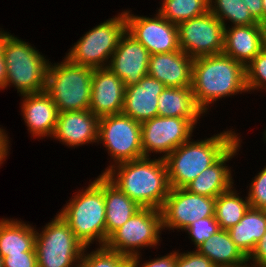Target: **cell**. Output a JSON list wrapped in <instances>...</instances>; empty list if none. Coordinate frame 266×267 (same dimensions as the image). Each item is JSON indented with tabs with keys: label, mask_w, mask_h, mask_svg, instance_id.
I'll return each mask as SVG.
<instances>
[{
	"label": "cell",
	"mask_w": 266,
	"mask_h": 267,
	"mask_svg": "<svg viewBox=\"0 0 266 267\" xmlns=\"http://www.w3.org/2000/svg\"><path fill=\"white\" fill-rule=\"evenodd\" d=\"M9 33L10 32H7L6 30H3L2 28H0V58H4L3 57V47H4V44H5L6 36Z\"/></svg>",
	"instance_id": "cell-42"
},
{
	"label": "cell",
	"mask_w": 266,
	"mask_h": 267,
	"mask_svg": "<svg viewBox=\"0 0 266 267\" xmlns=\"http://www.w3.org/2000/svg\"><path fill=\"white\" fill-rule=\"evenodd\" d=\"M102 144L112 166L144 157L141 140V123L124 114L106 115L99 118L97 146Z\"/></svg>",
	"instance_id": "cell-9"
},
{
	"label": "cell",
	"mask_w": 266,
	"mask_h": 267,
	"mask_svg": "<svg viewBox=\"0 0 266 267\" xmlns=\"http://www.w3.org/2000/svg\"><path fill=\"white\" fill-rule=\"evenodd\" d=\"M106 243L108 238L125 224L141 207L123 193L104 175Z\"/></svg>",
	"instance_id": "cell-24"
},
{
	"label": "cell",
	"mask_w": 266,
	"mask_h": 267,
	"mask_svg": "<svg viewBox=\"0 0 266 267\" xmlns=\"http://www.w3.org/2000/svg\"><path fill=\"white\" fill-rule=\"evenodd\" d=\"M220 230L215 216H209L192 222L183 232L188 234L190 243L197 249L205 240Z\"/></svg>",
	"instance_id": "cell-33"
},
{
	"label": "cell",
	"mask_w": 266,
	"mask_h": 267,
	"mask_svg": "<svg viewBox=\"0 0 266 267\" xmlns=\"http://www.w3.org/2000/svg\"><path fill=\"white\" fill-rule=\"evenodd\" d=\"M179 47L189 57L216 55L223 51V23L210 11L177 24Z\"/></svg>",
	"instance_id": "cell-12"
},
{
	"label": "cell",
	"mask_w": 266,
	"mask_h": 267,
	"mask_svg": "<svg viewBox=\"0 0 266 267\" xmlns=\"http://www.w3.org/2000/svg\"><path fill=\"white\" fill-rule=\"evenodd\" d=\"M200 118L156 116L141 123V140L144 157L165 159L181 144L194 137ZM162 154V155H161Z\"/></svg>",
	"instance_id": "cell-11"
},
{
	"label": "cell",
	"mask_w": 266,
	"mask_h": 267,
	"mask_svg": "<svg viewBox=\"0 0 266 267\" xmlns=\"http://www.w3.org/2000/svg\"><path fill=\"white\" fill-rule=\"evenodd\" d=\"M6 64L4 58H0V91L5 90Z\"/></svg>",
	"instance_id": "cell-41"
},
{
	"label": "cell",
	"mask_w": 266,
	"mask_h": 267,
	"mask_svg": "<svg viewBox=\"0 0 266 267\" xmlns=\"http://www.w3.org/2000/svg\"><path fill=\"white\" fill-rule=\"evenodd\" d=\"M99 117L90 110L59 112L53 140L68 148L97 144Z\"/></svg>",
	"instance_id": "cell-16"
},
{
	"label": "cell",
	"mask_w": 266,
	"mask_h": 267,
	"mask_svg": "<svg viewBox=\"0 0 266 267\" xmlns=\"http://www.w3.org/2000/svg\"><path fill=\"white\" fill-rule=\"evenodd\" d=\"M94 69L70 62H49L45 92L52 98L58 112L90 109Z\"/></svg>",
	"instance_id": "cell-6"
},
{
	"label": "cell",
	"mask_w": 266,
	"mask_h": 267,
	"mask_svg": "<svg viewBox=\"0 0 266 267\" xmlns=\"http://www.w3.org/2000/svg\"><path fill=\"white\" fill-rule=\"evenodd\" d=\"M20 115L30 137L41 139L52 136L56 129L58 109L52 98L45 92L20 95Z\"/></svg>",
	"instance_id": "cell-17"
},
{
	"label": "cell",
	"mask_w": 266,
	"mask_h": 267,
	"mask_svg": "<svg viewBox=\"0 0 266 267\" xmlns=\"http://www.w3.org/2000/svg\"><path fill=\"white\" fill-rule=\"evenodd\" d=\"M89 181L87 187L74 192L60 212H57L85 247L92 246L94 242L96 246H105L104 174L100 173L93 181Z\"/></svg>",
	"instance_id": "cell-4"
},
{
	"label": "cell",
	"mask_w": 266,
	"mask_h": 267,
	"mask_svg": "<svg viewBox=\"0 0 266 267\" xmlns=\"http://www.w3.org/2000/svg\"><path fill=\"white\" fill-rule=\"evenodd\" d=\"M166 86L147 75L125 87L122 114L140 123L158 116V98Z\"/></svg>",
	"instance_id": "cell-20"
},
{
	"label": "cell",
	"mask_w": 266,
	"mask_h": 267,
	"mask_svg": "<svg viewBox=\"0 0 266 267\" xmlns=\"http://www.w3.org/2000/svg\"><path fill=\"white\" fill-rule=\"evenodd\" d=\"M0 267H4L3 266V258L0 256Z\"/></svg>",
	"instance_id": "cell-45"
},
{
	"label": "cell",
	"mask_w": 266,
	"mask_h": 267,
	"mask_svg": "<svg viewBox=\"0 0 266 267\" xmlns=\"http://www.w3.org/2000/svg\"><path fill=\"white\" fill-rule=\"evenodd\" d=\"M209 11L223 23L224 27L248 26L258 23L250 14L243 0H209Z\"/></svg>",
	"instance_id": "cell-29"
},
{
	"label": "cell",
	"mask_w": 266,
	"mask_h": 267,
	"mask_svg": "<svg viewBox=\"0 0 266 267\" xmlns=\"http://www.w3.org/2000/svg\"><path fill=\"white\" fill-rule=\"evenodd\" d=\"M266 46V28L260 23L225 27V55L246 66Z\"/></svg>",
	"instance_id": "cell-22"
},
{
	"label": "cell",
	"mask_w": 266,
	"mask_h": 267,
	"mask_svg": "<svg viewBox=\"0 0 266 267\" xmlns=\"http://www.w3.org/2000/svg\"><path fill=\"white\" fill-rule=\"evenodd\" d=\"M85 247L81 257L84 267H131V259L123 254L108 249L106 246H97L92 251Z\"/></svg>",
	"instance_id": "cell-31"
},
{
	"label": "cell",
	"mask_w": 266,
	"mask_h": 267,
	"mask_svg": "<svg viewBox=\"0 0 266 267\" xmlns=\"http://www.w3.org/2000/svg\"><path fill=\"white\" fill-rule=\"evenodd\" d=\"M176 267H216L206 256L197 250L181 252L176 250Z\"/></svg>",
	"instance_id": "cell-35"
},
{
	"label": "cell",
	"mask_w": 266,
	"mask_h": 267,
	"mask_svg": "<svg viewBox=\"0 0 266 267\" xmlns=\"http://www.w3.org/2000/svg\"><path fill=\"white\" fill-rule=\"evenodd\" d=\"M158 116L203 118L197 106L192 87H166L158 98Z\"/></svg>",
	"instance_id": "cell-27"
},
{
	"label": "cell",
	"mask_w": 266,
	"mask_h": 267,
	"mask_svg": "<svg viewBox=\"0 0 266 267\" xmlns=\"http://www.w3.org/2000/svg\"><path fill=\"white\" fill-rule=\"evenodd\" d=\"M126 32L124 9L85 32L65 53V57L76 65L93 69L108 67L113 52Z\"/></svg>",
	"instance_id": "cell-7"
},
{
	"label": "cell",
	"mask_w": 266,
	"mask_h": 267,
	"mask_svg": "<svg viewBox=\"0 0 266 267\" xmlns=\"http://www.w3.org/2000/svg\"><path fill=\"white\" fill-rule=\"evenodd\" d=\"M245 71L248 93L266 92V46L245 66Z\"/></svg>",
	"instance_id": "cell-32"
},
{
	"label": "cell",
	"mask_w": 266,
	"mask_h": 267,
	"mask_svg": "<svg viewBox=\"0 0 266 267\" xmlns=\"http://www.w3.org/2000/svg\"><path fill=\"white\" fill-rule=\"evenodd\" d=\"M234 128L201 140L190 138L164 160L170 188H185L206 168L215 163L240 137Z\"/></svg>",
	"instance_id": "cell-3"
},
{
	"label": "cell",
	"mask_w": 266,
	"mask_h": 267,
	"mask_svg": "<svg viewBox=\"0 0 266 267\" xmlns=\"http://www.w3.org/2000/svg\"><path fill=\"white\" fill-rule=\"evenodd\" d=\"M210 259L216 267L247 266V257L231 240L227 230L220 229L205 240L197 249Z\"/></svg>",
	"instance_id": "cell-25"
},
{
	"label": "cell",
	"mask_w": 266,
	"mask_h": 267,
	"mask_svg": "<svg viewBox=\"0 0 266 267\" xmlns=\"http://www.w3.org/2000/svg\"><path fill=\"white\" fill-rule=\"evenodd\" d=\"M124 10L126 31L138 40L150 53H171L181 50L178 41L177 24L163 18L157 11L151 17Z\"/></svg>",
	"instance_id": "cell-14"
},
{
	"label": "cell",
	"mask_w": 266,
	"mask_h": 267,
	"mask_svg": "<svg viewBox=\"0 0 266 267\" xmlns=\"http://www.w3.org/2000/svg\"><path fill=\"white\" fill-rule=\"evenodd\" d=\"M4 267H38L36 252H22L3 258Z\"/></svg>",
	"instance_id": "cell-37"
},
{
	"label": "cell",
	"mask_w": 266,
	"mask_h": 267,
	"mask_svg": "<svg viewBox=\"0 0 266 267\" xmlns=\"http://www.w3.org/2000/svg\"><path fill=\"white\" fill-rule=\"evenodd\" d=\"M247 262L250 267H266V232L247 257Z\"/></svg>",
	"instance_id": "cell-38"
},
{
	"label": "cell",
	"mask_w": 266,
	"mask_h": 267,
	"mask_svg": "<svg viewBox=\"0 0 266 267\" xmlns=\"http://www.w3.org/2000/svg\"><path fill=\"white\" fill-rule=\"evenodd\" d=\"M252 17L262 25V0H243Z\"/></svg>",
	"instance_id": "cell-40"
},
{
	"label": "cell",
	"mask_w": 266,
	"mask_h": 267,
	"mask_svg": "<svg viewBox=\"0 0 266 267\" xmlns=\"http://www.w3.org/2000/svg\"><path fill=\"white\" fill-rule=\"evenodd\" d=\"M125 85L108 67L94 69L91 85L90 111L99 118L121 114Z\"/></svg>",
	"instance_id": "cell-19"
},
{
	"label": "cell",
	"mask_w": 266,
	"mask_h": 267,
	"mask_svg": "<svg viewBox=\"0 0 266 267\" xmlns=\"http://www.w3.org/2000/svg\"><path fill=\"white\" fill-rule=\"evenodd\" d=\"M191 87L197 106L209 114L220 99L248 94L245 66L224 53L194 58Z\"/></svg>",
	"instance_id": "cell-1"
},
{
	"label": "cell",
	"mask_w": 266,
	"mask_h": 267,
	"mask_svg": "<svg viewBox=\"0 0 266 267\" xmlns=\"http://www.w3.org/2000/svg\"><path fill=\"white\" fill-rule=\"evenodd\" d=\"M235 185L224 193H221L215 200L214 216L220 229L228 230L239 223L245 212L250 208L246 196H241Z\"/></svg>",
	"instance_id": "cell-28"
},
{
	"label": "cell",
	"mask_w": 266,
	"mask_h": 267,
	"mask_svg": "<svg viewBox=\"0 0 266 267\" xmlns=\"http://www.w3.org/2000/svg\"><path fill=\"white\" fill-rule=\"evenodd\" d=\"M156 10L171 23L190 20L209 11V0H160Z\"/></svg>",
	"instance_id": "cell-30"
},
{
	"label": "cell",
	"mask_w": 266,
	"mask_h": 267,
	"mask_svg": "<svg viewBox=\"0 0 266 267\" xmlns=\"http://www.w3.org/2000/svg\"><path fill=\"white\" fill-rule=\"evenodd\" d=\"M104 175L141 208L160 210L170 191L165 160L155 156L118 163Z\"/></svg>",
	"instance_id": "cell-2"
},
{
	"label": "cell",
	"mask_w": 266,
	"mask_h": 267,
	"mask_svg": "<svg viewBox=\"0 0 266 267\" xmlns=\"http://www.w3.org/2000/svg\"><path fill=\"white\" fill-rule=\"evenodd\" d=\"M227 231L235 245L248 257L266 232V210L250 207L239 223Z\"/></svg>",
	"instance_id": "cell-26"
},
{
	"label": "cell",
	"mask_w": 266,
	"mask_h": 267,
	"mask_svg": "<svg viewBox=\"0 0 266 267\" xmlns=\"http://www.w3.org/2000/svg\"><path fill=\"white\" fill-rule=\"evenodd\" d=\"M36 226L21 218H2L0 220V256L35 252Z\"/></svg>",
	"instance_id": "cell-23"
},
{
	"label": "cell",
	"mask_w": 266,
	"mask_h": 267,
	"mask_svg": "<svg viewBox=\"0 0 266 267\" xmlns=\"http://www.w3.org/2000/svg\"><path fill=\"white\" fill-rule=\"evenodd\" d=\"M7 132L8 131L0 125V167L3 165L4 161H6L8 155H10L9 152L12 147L10 136H8L9 134Z\"/></svg>",
	"instance_id": "cell-39"
},
{
	"label": "cell",
	"mask_w": 266,
	"mask_h": 267,
	"mask_svg": "<svg viewBox=\"0 0 266 267\" xmlns=\"http://www.w3.org/2000/svg\"><path fill=\"white\" fill-rule=\"evenodd\" d=\"M261 169L247 185L246 194L250 207L266 210V165Z\"/></svg>",
	"instance_id": "cell-34"
},
{
	"label": "cell",
	"mask_w": 266,
	"mask_h": 267,
	"mask_svg": "<svg viewBox=\"0 0 266 267\" xmlns=\"http://www.w3.org/2000/svg\"><path fill=\"white\" fill-rule=\"evenodd\" d=\"M9 33L3 47L6 64L5 89L15 87L20 95L45 91L49 60L34 44Z\"/></svg>",
	"instance_id": "cell-5"
},
{
	"label": "cell",
	"mask_w": 266,
	"mask_h": 267,
	"mask_svg": "<svg viewBox=\"0 0 266 267\" xmlns=\"http://www.w3.org/2000/svg\"><path fill=\"white\" fill-rule=\"evenodd\" d=\"M215 200L216 198L193 194L185 188H170L160 209L163 232H181L194 221L214 216Z\"/></svg>",
	"instance_id": "cell-13"
},
{
	"label": "cell",
	"mask_w": 266,
	"mask_h": 267,
	"mask_svg": "<svg viewBox=\"0 0 266 267\" xmlns=\"http://www.w3.org/2000/svg\"><path fill=\"white\" fill-rule=\"evenodd\" d=\"M84 248L59 213L41 230L36 228L38 267H74L81 262Z\"/></svg>",
	"instance_id": "cell-8"
},
{
	"label": "cell",
	"mask_w": 266,
	"mask_h": 267,
	"mask_svg": "<svg viewBox=\"0 0 266 267\" xmlns=\"http://www.w3.org/2000/svg\"><path fill=\"white\" fill-rule=\"evenodd\" d=\"M149 59V51L126 31L111 56L108 68L128 87L138 84L148 75Z\"/></svg>",
	"instance_id": "cell-15"
},
{
	"label": "cell",
	"mask_w": 266,
	"mask_h": 267,
	"mask_svg": "<svg viewBox=\"0 0 266 267\" xmlns=\"http://www.w3.org/2000/svg\"><path fill=\"white\" fill-rule=\"evenodd\" d=\"M264 131H263V141H264V143H266V127H265V129H263Z\"/></svg>",
	"instance_id": "cell-44"
},
{
	"label": "cell",
	"mask_w": 266,
	"mask_h": 267,
	"mask_svg": "<svg viewBox=\"0 0 266 267\" xmlns=\"http://www.w3.org/2000/svg\"><path fill=\"white\" fill-rule=\"evenodd\" d=\"M262 7H263L262 26L266 28V0H262Z\"/></svg>",
	"instance_id": "cell-43"
},
{
	"label": "cell",
	"mask_w": 266,
	"mask_h": 267,
	"mask_svg": "<svg viewBox=\"0 0 266 267\" xmlns=\"http://www.w3.org/2000/svg\"><path fill=\"white\" fill-rule=\"evenodd\" d=\"M74 267H84L81 263H78L77 265H75Z\"/></svg>",
	"instance_id": "cell-46"
},
{
	"label": "cell",
	"mask_w": 266,
	"mask_h": 267,
	"mask_svg": "<svg viewBox=\"0 0 266 267\" xmlns=\"http://www.w3.org/2000/svg\"><path fill=\"white\" fill-rule=\"evenodd\" d=\"M161 256V257H160ZM142 253L131 260V267H176V249L142 262Z\"/></svg>",
	"instance_id": "cell-36"
},
{
	"label": "cell",
	"mask_w": 266,
	"mask_h": 267,
	"mask_svg": "<svg viewBox=\"0 0 266 267\" xmlns=\"http://www.w3.org/2000/svg\"><path fill=\"white\" fill-rule=\"evenodd\" d=\"M194 58L184 51L150 55L148 75L166 87H191Z\"/></svg>",
	"instance_id": "cell-21"
},
{
	"label": "cell",
	"mask_w": 266,
	"mask_h": 267,
	"mask_svg": "<svg viewBox=\"0 0 266 267\" xmlns=\"http://www.w3.org/2000/svg\"><path fill=\"white\" fill-rule=\"evenodd\" d=\"M242 140L240 137L215 163L200 173L185 189L193 194L216 198L236 185L233 178L235 170H232L227 163L238 155L242 148Z\"/></svg>",
	"instance_id": "cell-18"
},
{
	"label": "cell",
	"mask_w": 266,
	"mask_h": 267,
	"mask_svg": "<svg viewBox=\"0 0 266 267\" xmlns=\"http://www.w3.org/2000/svg\"><path fill=\"white\" fill-rule=\"evenodd\" d=\"M162 231L161 211L141 208L108 238L105 246L132 260L143 248L157 249L162 241Z\"/></svg>",
	"instance_id": "cell-10"
}]
</instances>
